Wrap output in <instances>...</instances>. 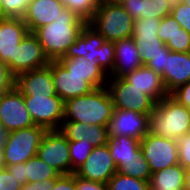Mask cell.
<instances>
[{"label": "cell", "mask_w": 190, "mask_h": 190, "mask_svg": "<svg viewBox=\"0 0 190 190\" xmlns=\"http://www.w3.org/2000/svg\"><path fill=\"white\" fill-rule=\"evenodd\" d=\"M29 32L23 18H3L0 20V60L11 71V58L18 44Z\"/></svg>", "instance_id": "17"}, {"label": "cell", "mask_w": 190, "mask_h": 190, "mask_svg": "<svg viewBox=\"0 0 190 190\" xmlns=\"http://www.w3.org/2000/svg\"><path fill=\"white\" fill-rule=\"evenodd\" d=\"M122 77L134 85V87L150 96L156 103L169 95L165 89L161 75L154 72L146 65H142L133 72L127 73Z\"/></svg>", "instance_id": "20"}, {"label": "cell", "mask_w": 190, "mask_h": 190, "mask_svg": "<svg viewBox=\"0 0 190 190\" xmlns=\"http://www.w3.org/2000/svg\"><path fill=\"white\" fill-rule=\"evenodd\" d=\"M186 169L179 163L151 174L150 190H187Z\"/></svg>", "instance_id": "25"}, {"label": "cell", "mask_w": 190, "mask_h": 190, "mask_svg": "<svg viewBox=\"0 0 190 190\" xmlns=\"http://www.w3.org/2000/svg\"><path fill=\"white\" fill-rule=\"evenodd\" d=\"M15 87L23 96H57L49 65L19 74Z\"/></svg>", "instance_id": "16"}, {"label": "cell", "mask_w": 190, "mask_h": 190, "mask_svg": "<svg viewBox=\"0 0 190 190\" xmlns=\"http://www.w3.org/2000/svg\"><path fill=\"white\" fill-rule=\"evenodd\" d=\"M76 190H109L108 185L100 182L82 179L75 175Z\"/></svg>", "instance_id": "44"}, {"label": "cell", "mask_w": 190, "mask_h": 190, "mask_svg": "<svg viewBox=\"0 0 190 190\" xmlns=\"http://www.w3.org/2000/svg\"><path fill=\"white\" fill-rule=\"evenodd\" d=\"M55 92L66 101L70 98L83 96L94 88L86 81V77L70 73L59 61H50Z\"/></svg>", "instance_id": "15"}, {"label": "cell", "mask_w": 190, "mask_h": 190, "mask_svg": "<svg viewBox=\"0 0 190 190\" xmlns=\"http://www.w3.org/2000/svg\"><path fill=\"white\" fill-rule=\"evenodd\" d=\"M182 28L181 25L175 21L173 16L170 14L165 16L160 21V27L158 28V36L163 41L164 44L172 39L176 32Z\"/></svg>", "instance_id": "36"}, {"label": "cell", "mask_w": 190, "mask_h": 190, "mask_svg": "<svg viewBox=\"0 0 190 190\" xmlns=\"http://www.w3.org/2000/svg\"><path fill=\"white\" fill-rule=\"evenodd\" d=\"M149 115L114 108L108 124L109 136H126L141 140L148 133Z\"/></svg>", "instance_id": "13"}, {"label": "cell", "mask_w": 190, "mask_h": 190, "mask_svg": "<svg viewBox=\"0 0 190 190\" xmlns=\"http://www.w3.org/2000/svg\"><path fill=\"white\" fill-rule=\"evenodd\" d=\"M171 15L183 29L190 33V7L187 4H179L175 9L171 10Z\"/></svg>", "instance_id": "40"}, {"label": "cell", "mask_w": 190, "mask_h": 190, "mask_svg": "<svg viewBox=\"0 0 190 190\" xmlns=\"http://www.w3.org/2000/svg\"><path fill=\"white\" fill-rule=\"evenodd\" d=\"M26 109L35 125L59 130L64 120V101L58 96H24Z\"/></svg>", "instance_id": "7"}, {"label": "cell", "mask_w": 190, "mask_h": 190, "mask_svg": "<svg viewBox=\"0 0 190 190\" xmlns=\"http://www.w3.org/2000/svg\"><path fill=\"white\" fill-rule=\"evenodd\" d=\"M165 45L172 52H190V33L180 28Z\"/></svg>", "instance_id": "35"}, {"label": "cell", "mask_w": 190, "mask_h": 190, "mask_svg": "<svg viewBox=\"0 0 190 190\" xmlns=\"http://www.w3.org/2000/svg\"><path fill=\"white\" fill-rule=\"evenodd\" d=\"M187 189H190V168L186 170Z\"/></svg>", "instance_id": "51"}, {"label": "cell", "mask_w": 190, "mask_h": 190, "mask_svg": "<svg viewBox=\"0 0 190 190\" xmlns=\"http://www.w3.org/2000/svg\"><path fill=\"white\" fill-rule=\"evenodd\" d=\"M55 179H46L40 182H27L20 190H52Z\"/></svg>", "instance_id": "46"}, {"label": "cell", "mask_w": 190, "mask_h": 190, "mask_svg": "<svg viewBox=\"0 0 190 190\" xmlns=\"http://www.w3.org/2000/svg\"><path fill=\"white\" fill-rule=\"evenodd\" d=\"M60 132L71 141L88 140L94 147L106 145L109 138L106 126L90 125L76 121H62Z\"/></svg>", "instance_id": "22"}, {"label": "cell", "mask_w": 190, "mask_h": 190, "mask_svg": "<svg viewBox=\"0 0 190 190\" xmlns=\"http://www.w3.org/2000/svg\"><path fill=\"white\" fill-rule=\"evenodd\" d=\"M140 148L151 173L179 163L177 140L159 137L148 132L140 140Z\"/></svg>", "instance_id": "8"}, {"label": "cell", "mask_w": 190, "mask_h": 190, "mask_svg": "<svg viewBox=\"0 0 190 190\" xmlns=\"http://www.w3.org/2000/svg\"><path fill=\"white\" fill-rule=\"evenodd\" d=\"M114 104L107 87L64 101V120L108 127Z\"/></svg>", "instance_id": "2"}, {"label": "cell", "mask_w": 190, "mask_h": 190, "mask_svg": "<svg viewBox=\"0 0 190 190\" xmlns=\"http://www.w3.org/2000/svg\"><path fill=\"white\" fill-rule=\"evenodd\" d=\"M170 51V49H164V54L141 56L142 64L161 75L165 69L166 55H168Z\"/></svg>", "instance_id": "37"}, {"label": "cell", "mask_w": 190, "mask_h": 190, "mask_svg": "<svg viewBox=\"0 0 190 190\" xmlns=\"http://www.w3.org/2000/svg\"><path fill=\"white\" fill-rule=\"evenodd\" d=\"M107 88L112 98L114 108L131 110L149 115L156 102L142 90L137 89L123 77L108 79Z\"/></svg>", "instance_id": "6"}, {"label": "cell", "mask_w": 190, "mask_h": 190, "mask_svg": "<svg viewBox=\"0 0 190 190\" xmlns=\"http://www.w3.org/2000/svg\"><path fill=\"white\" fill-rule=\"evenodd\" d=\"M93 148L94 146L84 138L80 141L69 140L71 174H73L85 162Z\"/></svg>", "instance_id": "30"}, {"label": "cell", "mask_w": 190, "mask_h": 190, "mask_svg": "<svg viewBox=\"0 0 190 190\" xmlns=\"http://www.w3.org/2000/svg\"><path fill=\"white\" fill-rule=\"evenodd\" d=\"M107 145L117 166L120 162H131L143 155L140 140L133 137L109 136Z\"/></svg>", "instance_id": "27"}, {"label": "cell", "mask_w": 190, "mask_h": 190, "mask_svg": "<svg viewBox=\"0 0 190 190\" xmlns=\"http://www.w3.org/2000/svg\"><path fill=\"white\" fill-rule=\"evenodd\" d=\"M52 190H76L75 174L59 175L55 179Z\"/></svg>", "instance_id": "43"}, {"label": "cell", "mask_w": 190, "mask_h": 190, "mask_svg": "<svg viewBox=\"0 0 190 190\" xmlns=\"http://www.w3.org/2000/svg\"><path fill=\"white\" fill-rule=\"evenodd\" d=\"M168 94L190 81V52H172L166 55L165 69L161 74Z\"/></svg>", "instance_id": "18"}, {"label": "cell", "mask_w": 190, "mask_h": 190, "mask_svg": "<svg viewBox=\"0 0 190 190\" xmlns=\"http://www.w3.org/2000/svg\"><path fill=\"white\" fill-rule=\"evenodd\" d=\"M65 7L59 0H29L23 21L29 32L48 25L60 16Z\"/></svg>", "instance_id": "19"}, {"label": "cell", "mask_w": 190, "mask_h": 190, "mask_svg": "<svg viewBox=\"0 0 190 190\" xmlns=\"http://www.w3.org/2000/svg\"><path fill=\"white\" fill-rule=\"evenodd\" d=\"M70 73L86 77V81L95 89L107 86V74L99 66L96 60H86L82 57H63L58 60ZM107 76V77H105Z\"/></svg>", "instance_id": "24"}, {"label": "cell", "mask_w": 190, "mask_h": 190, "mask_svg": "<svg viewBox=\"0 0 190 190\" xmlns=\"http://www.w3.org/2000/svg\"><path fill=\"white\" fill-rule=\"evenodd\" d=\"M3 12H2V9H1V4H0V20L3 19Z\"/></svg>", "instance_id": "52"}, {"label": "cell", "mask_w": 190, "mask_h": 190, "mask_svg": "<svg viewBox=\"0 0 190 190\" xmlns=\"http://www.w3.org/2000/svg\"><path fill=\"white\" fill-rule=\"evenodd\" d=\"M27 182H40L46 179H56L60 174L41 160L38 155L31 157L25 162Z\"/></svg>", "instance_id": "28"}, {"label": "cell", "mask_w": 190, "mask_h": 190, "mask_svg": "<svg viewBox=\"0 0 190 190\" xmlns=\"http://www.w3.org/2000/svg\"><path fill=\"white\" fill-rule=\"evenodd\" d=\"M109 190H150L149 182L116 172L107 183Z\"/></svg>", "instance_id": "31"}, {"label": "cell", "mask_w": 190, "mask_h": 190, "mask_svg": "<svg viewBox=\"0 0 190 190\" xmlns=\"http://www.w3.org/2000/svg\"><path fill=\"white\" fill-rule=\"evenodd\" d=\"M178 103L190 110V81L184 85L179 86L169 94Z\"/></svg>", "instance_id": "41"}, {"label": "cell", "mask_w": 190, "mask_h": 190, "mask_svg": "<svg viewBox=\"0 0 190 190\" xmlns=\"http://www.w3.org/2000/svg\"><path fill=\"white\" fill-rule=\"evenodd\" d=\"M122 6L134 20L150 17L163 19L171 14L166 0H128Z\"/></svg>", "instance_id": "26"}, {"label": "cell", "mask_w": 190, "mask_h": 190, "mask_svg": "<svg viewBox=\"0 0 190 190\" xmlns=\"http://www.w3.org/2000/svg\"><path fill=\"white\" fill-rule=\"evenodd\" d=\"M5 168L18 180L21 185L27 183L25 163H17L11 166H6Z\"/></svg>", "instance_id": "45"}, {"label": "cell", "mask_w": 190, "mask_h": 190, "mask_svg": "<svg viewBox=\"0 0 190 190\" xmlns=\"http://www.w3.org/2000/svg\"><path fill=\"white\" fill-rule=\"evenodd\" d=\"M104 40V37L99 32L86 23L76 41L68 48L64 57H82L89 61L96 60L99 56V47Z\"/></svg>", "instance_id": "23"}, {"label": "cell", "mask_w": 190, "mask_h": 190, "mask_svg": "<svg viewBox=\"0 0 190 190\" xmlns=\"http://www.w3.org/2000/svg\"><path fill=\"white\" fill-rule=\"evenodd\" d=\"M46 132V128L34 125L7 133L3 146L5 167L36 156Z\"/></svg>", "instance_id": "5"}, {"label": "cell", "mask_w": 190, "mask_h": 190, "mask_svg": "<svg viewBox=\"0 0 190 190\" xmlns=\"http://www.w3.org/2000/svg\"><path fill=\"white\" fill-rule=\"evenodd\" d=\"M86 23L75 12L65 8L53 22L36 29L33 33L49 61H58L65 56Z\"/></svg>", "instance_id": "1"}, {"label": "cell", "mask_w": 190, "mask_h": 190, "mask_svg": "<svg viewBox=\"0 0 190 190\" xmlns=\"http://www.w3.org/2000/svg\"><path fill=\"white\" fill-rule=\"evenodd\" d=\"M16 77L8 65L0 60V94L11 91L15 87Z\"/></svg>", "instance_id": "39"}, {"label": "cell", "mask_w": 190, "mask_h": 190, "mask_svg": "<svg viewBox=\"0 0 190 190\" xmlns=\"http://www.w3.org/2000/svg\"><path fill=\"white\" fill-rule=\"evenodd\" d=\"M7 132L4 128L0 125V147L4 146L5 139H6Z\"/></svg>", "instance_id": "47"}, {"label": "cell", "mask_w": 190, "mask_h": 190, "mask_svg": "<svg viewBox=\"0 0 190 190\" xmlns=\"http://www.w3.org/2000/svg\"><path fill=\"white\" fill-rule=\"evenodd\" d=\"M134 21L122 5L102 0L95 15L87 23L105 40L116 42L132 37Z\"/></svg>", "instance_id": "4"}, {"label": "cell", "mask_w": 190, "mask_h": 190, "mask_svg": "<svg viewBox=\"0 0 190 190\" xmlns=\"http://www.w3.org/2000/svg\"><path fill=\"white\" fill-rule=\"evenodd\" d=\"M5 168V162H4V151L3 147H0V169Z\"/></svg>", "instance_id": "49"}, {"label": "cell", "mask_w": 190, "mask_h": 190, "mask_svg": "<svg viewBox=\"0 0 190 190\" xmlns=\"http://www.w3.org/2000/svg\"><path fill=\"white\" fill-rule=\"evenodd\" d=\"M21 184L6 169H0V190H20Z\"/></svg>", "instance_id": "42"}, {"label": "cell", "mask_w": 190, "mask_h": 190, "mask_svg": "<svg viewBox=\"0 0 190 190\" xmlns=\"http://www.w3.org/2000/svg\"><path fill=\"white\" fill-rule=\"evenodd\" d=\"M190 131V110L167 95L149 114L148 132L159 137L179 140Z\"/></svg>", "instance_id": "3"}, {"label": "cell", "mask_w": 190, "mask_h": 190, "mask_svg": "<svg viewBox=\"0 0 190 190\" xmlns=\"http://www.w3.org/2000/svg\"><path fill=\"white\" fill-rule=\"evenodd\" d=\"M37 155L60 175L71 174L69 140L60 130H47Z\"/></svg>", "instance_id": "9"}, {"label": "cell", "mask_w": 190, "mask_h": 190, "mask_svg": "<svg viewBox=\"0 0 190 190\" xmlns=\"http://www.w3.org/2000/svg\"><path fill=\"white\" fill-rule=\"evenodd\" d=\"M114 44L115 59L110 77H122L143 65L140 51L132 37L121 39Z\"/></svg>", "instance_id": "21"}, {"label": "cell", "mask_w": 190, "mask_h": 190, "mask_svg": "<svg viewBox=\"0 0 190 190\" xmlns=\"http://www.w3.org/2000/svg\"><path fill=\"white\" fill-rule=\"evenodd\" d=\"M0 125L7 133L35 125L26 109L24 96L16 87L0 94Z\"/></svg>", "instance_id": "10"}, {"label": "cell", "mask_w": 190, "mask_h": 190, "mask_svg": "<svg viewBox=\"0 0 190 190\" xmlns=\"http://www.w3.org/2000/svg\"><path fill=\"white\" fill-rule=\"evenodd\" d=\"M70 11L88 22L94 15L102 0H59Z\"/></svg>", "instance_id": "32"}, {"label": "cell", "mask_w": 190, "mask_h": 190, "mask_svg": "<svg viewBox=\"0 0 190 190\" xmlns=\"http://www.w3.org/2000/svg\"><path fill=\"white\" fill-rule=\"evenodd\" d=\"M105 1H108L110 3H114V4H117V5H123L126 1L128 0H105Z\"/></svg>", "instance_id": "50"}, {"label": "cell", "mask_w": 190, "mask_h": 190, "mask_svg": "<svg viewBox=\"0 0 190 190\" xmlns=\"http://www.w3.org/2000/svg\"><path fill=\"white\" fill-rule=\"evenodd\" d=\"M183 3L187 4L190 7V0H184Z\"/></svg>", "instance_id": "53"}, {"label": "cell", "mask_w": 190, "mask_h": 190, "mask_svg": "<svg viewBox=\"0 0 190 190\" xmlns=\"http://www.w3.org/2000/svg\"><path fill=\"white\" fill-rule=\"evenodd\" d=\"M160 21L151 17L134 21L132 38L141 56L164 54V49H169L158 36Z\"/></svg>", "instance_id": "14"}, {"label": "cell", "mask_w": 190, "mask_h": 190, "mask_svg": "<svg viewBox=\"0 0 190 190\" xmlns=\"http://www.w3.org/2000/svg\"><path fill=\"white\" fill-rule=\"evenodd\" d=\"M117 172L108 145L94 147L85 162L74 172L82 179L107 184Z\"/></svg>", "instance_id": "12"}, {"label": "cell", "mask_w": 190, "mask_h": 190, "mask_svg": "<svg viewBox=\"0 0 190 190\" xmlns=\"http://www.w3.org/2000/svg\"><path fill=\"white\" fill-rule=\"evenodd\" d=\"M169 4L170 10L175 9L179 4L183 3L184 0H166Z\"/></svg>", "instance_id": "48"}, {"label": "cell", "mask_w": 190, "mask_h": 190, "mask_svg": "<svg viewBox=\"0 0 190 190\" xmlns=\"http://www.w3.org/2000/svg\"><path fill=\"white\" fill-rule=\"evenodd\" d=\"M179 164L184 169L190 168V131L177 140Z\"/></svg>", "instance_id": "38"}, {"label": "cell", "mask_w": 190, "mask_h": 190, "mask_svg": "<svg viewBox=\"0 0 190 190\" xmlns=\"http://www.w3.org/2000/svg\"><path fill=\"white\" fill-rule=\"evenodd\" d=\"M115 59V44L104 40L102 45L99 47V56L96 59L99 66L103 71L110 77L112 74V68L114 65Z\"/></svg>", "instance_id": "33"}, {"label": "cell", "mask_w": 190, "mask_h": 190, "mask_svg": "<svg viewBox=\"0 0 190 190\" xmlns=\"http://www.w3.org/2000/svg\"><path fill=\"white\" fill-rule=\"evenodd\" d=\"M4 18H23L29 4V0H0Z\"/></svg>", "instance_id": "34"}, {"label": "cell", "mask_w": 190, "mask_h": 190, "mask_svg": "<svg viewBox=\"0 0 190 190\" xmlns=\"http://www.w3.org/2000/svg\"><path fill=\"white\" fill-rule=\"evenodd\" d=\"M117 172L148 182H150L152 174L149 164L143 155L139 159L132 160L131 162H120L117 166Z\"/></svg>", "instance_id": "29"}, {"label": "cell", "mask_w": 190, "mask_h": 190, "mask_svg": "<svg viewBox=\"0 0 190 190\" xmlns=\"http://www.w3.org/2000/svg\"><path fill=\"white\" fill-rule=\"evenodd\" d=\"M49 62L37 36L33 32H28L16 47L14 58H11V72L17 77L24 72L44 68Z\"/></svg>", "instance_id": "11"}]
</instances>
